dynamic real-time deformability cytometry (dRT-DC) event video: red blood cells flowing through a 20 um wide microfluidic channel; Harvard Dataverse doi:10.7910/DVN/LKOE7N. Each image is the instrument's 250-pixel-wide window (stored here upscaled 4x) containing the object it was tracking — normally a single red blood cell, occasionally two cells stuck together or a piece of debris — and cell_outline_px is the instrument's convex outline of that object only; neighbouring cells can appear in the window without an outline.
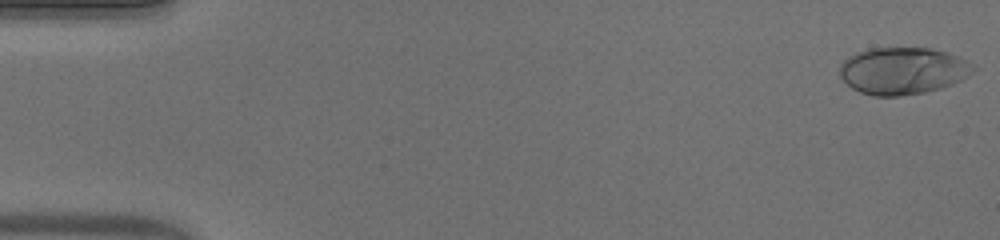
{"species": "human", "species_latin": "Homo sapiens", "temperature_condition": "warm", "stored_images_in_passage": 52, "camera_frame_rate_fps": 3000, "um_per_image_px": 0.085, "donor": {"sex": "male"}, "frame": {"image": 1, "passage_image": 1, "time_ms": 0.0, "image_size_px": [1000, 240], "cell_outline_px": [[976, 68], [968, 76], [952, 84], [940, 88], [924, 92], [900, 96], [872, 96], [860, 92], [852, 88], [840, 76], [840, 64], [848, 56], [856, 52], [868, 48], [932, 48], [956, 56], [964, 60]], "centroid_in_image_um": [76.69, 6.02], "position_along_channel_um": 8.3, "area_um2": 36.41}}
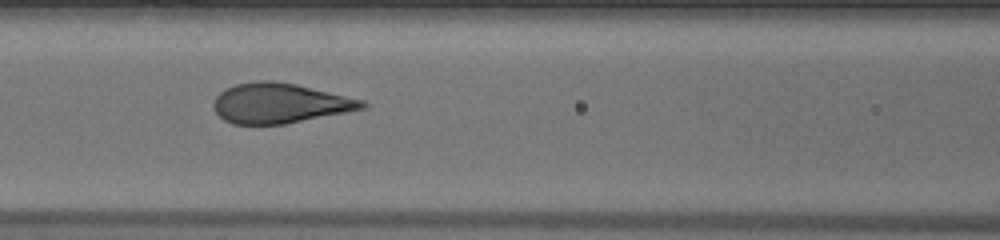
{"frame": {"image": 2, "passage_image": 23, "time_ms": 7.333, "image_size_px": [1000, 240], "cell_outline_px": [[368, 104], [364, 108], [284, 124], [232, 124], [224, 120], [216, 112], [212, 104], [216, 96], [220, 92], [236, 84], [256, 80], [272, 80], [296, 84], [364, 100]], "centroid_in_image_um": [23.74, 8.76], "position_along_channel_um": 142.9, "area_um2": 34.33}}
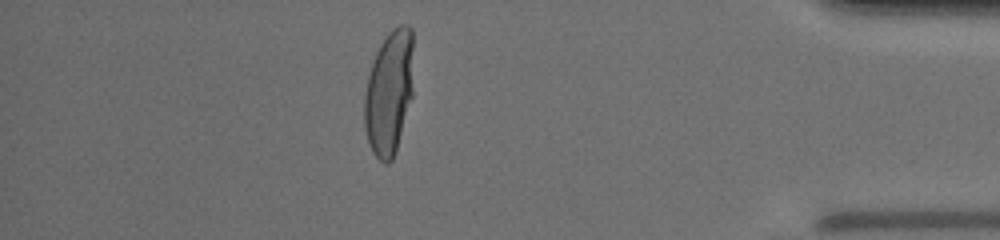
{"frame": {"image": 3, "passage_image": 46, "time_ms": 15.0, "image_size_px": [1000, 240], "cell_outline_px": [[412, 96], [396, 152], [392, 160], [388, 164], [384, 164], [372, 152], [364, 128], [364, 92], [372, 60], [380, 44], [388, 32], [392, 28], [400, 24], [408, 24], [412, 28]], "centroid_in_image_um": [33.06, 7.86], "position_along_channel_um": 402.1, "area_um2": 35.95}, "authors_computed_cell_mechanics": {"area_um2": 35.1424, "velocity_mm_per_s": 3.9136, "shape_relaxation_time_tau1_ms": 5.5267, "shape_relaxation_time_tau2_ms": null, "deformation_change_tau1": 0.2973, "deformation_change_tau2": null}}